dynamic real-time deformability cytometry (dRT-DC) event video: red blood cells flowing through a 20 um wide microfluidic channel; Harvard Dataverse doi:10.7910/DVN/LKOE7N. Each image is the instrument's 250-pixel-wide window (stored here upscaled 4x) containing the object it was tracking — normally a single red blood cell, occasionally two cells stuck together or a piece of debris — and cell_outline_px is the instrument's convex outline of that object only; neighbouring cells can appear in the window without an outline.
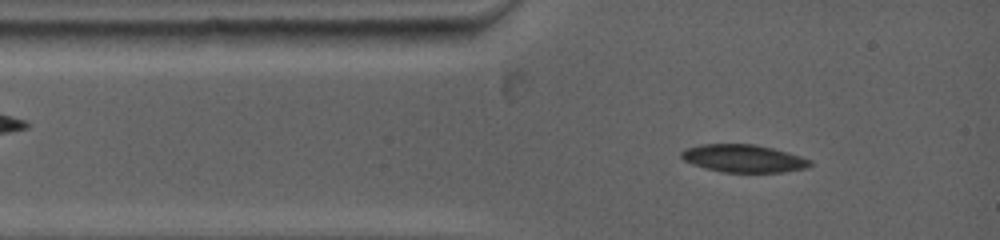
{"species": "common noctule bat (a hibernating species)", "species_latin": "Nyctalus noctula", "temperature_condition": "warm", "stored_images_in_passage": 15, "camera_frame_rate_fps": 5000, "um_per_image_px": 0.085, "animal": {"sex": "female", "body_mass_g": 19.0, "forearm_length_mm": 53.3}, "frame": {"image": 1, "passage_image": 2, "time_ms": 0.6, "image_size_px": [1000, 240], "cell_outline_px": [[808, 164], [800, 168], [776, 172], [728, 172], [708, 168], [696, 164], [688, 160], [684, 156], [684, 152], [688, 148], [704, 144], [752, 144], [768, 148], [796, 156], [808, 160]], "centroid_in_image_um": [63.14, 13.46], "position_along_channel_um": 21.9, "area_um2": 19.13}}
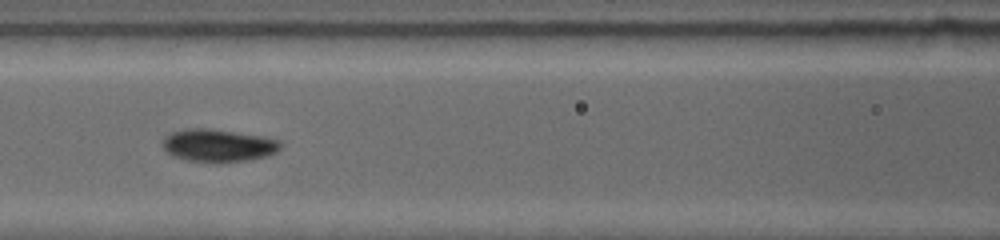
{"frame": {"image": 2, "passage_image": 8, "time_ms": 4.2, "image_size_px": [1000, 240], "cell_outline_px": [[276, 148], [272, 152], [260, 156], [240, 160], [192, 160], [168, 152], [164, 148], [164, 140], [172, 132], [184, 128], [212, 128], [256, 136], [272, 140], [276, 144]], "centroid_in_image_um": [18.4, 12.3], "position_along_channel_um": 148.2, "area_um2": 20.35}}
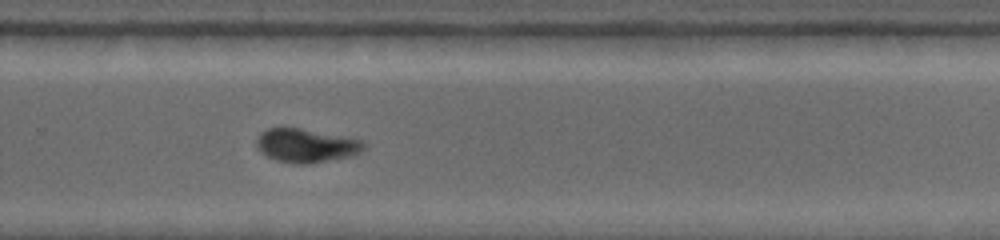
{"frame": {"image": 3, "passage_image": 15, "time_ms": 8.2, "image_size_px": [1000, 240], "cell_outline_px": [[364, 144], [356, 152], [344, 156], [308, 164], [292, 164], [276, 160], [268, 156], [256, 144], [256, 140], [260, 132], [268, 128], [300, 128], [360, 140]], "centroid_in_image_um": [25.9, 12.36], "position_along_channel_um": 303.9, "area_um2": 20.11}}